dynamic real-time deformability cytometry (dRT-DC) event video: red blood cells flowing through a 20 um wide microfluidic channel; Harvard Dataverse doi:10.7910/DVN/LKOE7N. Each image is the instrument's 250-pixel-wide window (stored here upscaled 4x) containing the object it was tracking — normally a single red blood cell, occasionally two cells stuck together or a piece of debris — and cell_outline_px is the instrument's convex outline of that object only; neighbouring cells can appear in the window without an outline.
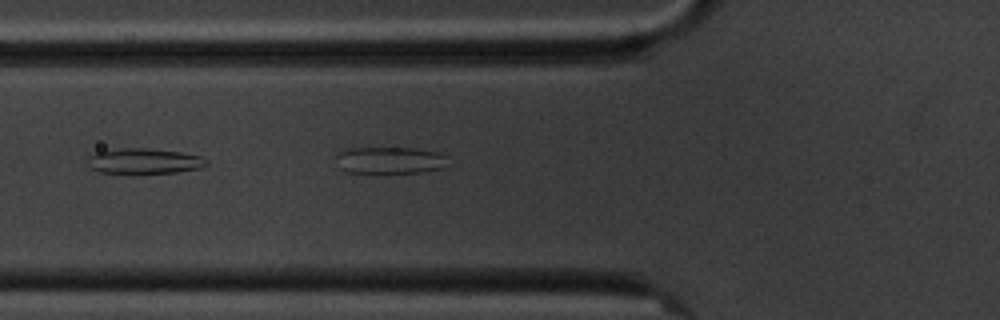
{"species": "common noctule bat (a hibernating species)", "species_latin": "Nyctalus noctula", "temperature_condition": "cold", "stored_images_in_passage": 5, "camera_frame_rate_fps": 3000, "um_per_image_px": 0.085, "animal": {"sex": "male", "body_mass_g": 20.1, "forearm_length_mm": 53.5}, "frame": {"image": 1, "passage_image": 5, "time_ms": 5.667, "image_size_px": [1000, 320], "cell_outline_px": [[452, 164], [440, 168], [420, 172], [344, 172], [340, 168], [336, 156], [340, 152], [348, 148], [412, 148], [436, 152], [448, 156]], "centroid_in_image_um": [33.2, 13.61], "position_along_channel_um": 92.6, "area_um2": 17.46}}